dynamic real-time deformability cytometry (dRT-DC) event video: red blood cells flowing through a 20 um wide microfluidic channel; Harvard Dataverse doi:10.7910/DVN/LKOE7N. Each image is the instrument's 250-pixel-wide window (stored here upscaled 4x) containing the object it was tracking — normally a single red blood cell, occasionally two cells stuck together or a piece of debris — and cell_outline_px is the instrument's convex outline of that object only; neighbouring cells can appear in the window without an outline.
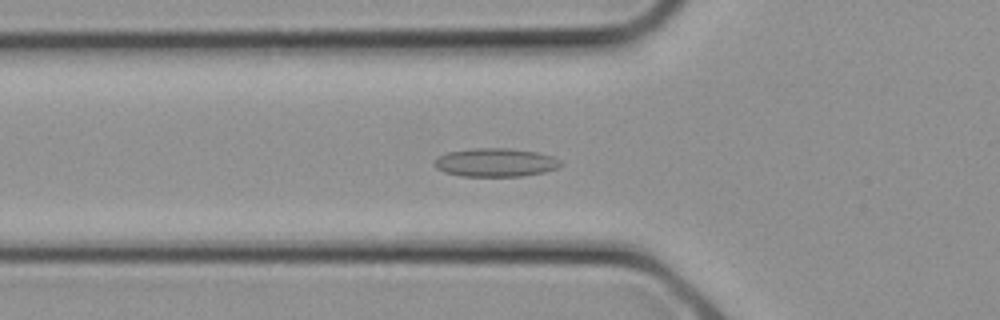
{"species": "common noctule bat (a hibernating species)", "species_latin": "Nyctalus noctula", "temperature_condition": "cold", "stored_images_in_passage": 13, "camera_frame_rate_fps": 3000, "um_per_image_px": 0.085, "animal": {"sex": "female", "body_mass_g": 21.9}, "frame": {"image": 1, "passage_image": 4, "time_ms": 1.0, "image_size_px": [1000, 320], "cell_outline_px": [[564, 164], [560, 168], [544, 172], [520, 176], [460, 176], [444, 172], [436, 168], [436, 160], [440, 156], [448, 152], [472, 148], [512, 148], [536, 152], [552, 156], [560, 160]], "centroid_in_image_um": [42.18, 13.81], "position_along_channel_um": 83.6, "area_um2": 20.98}}
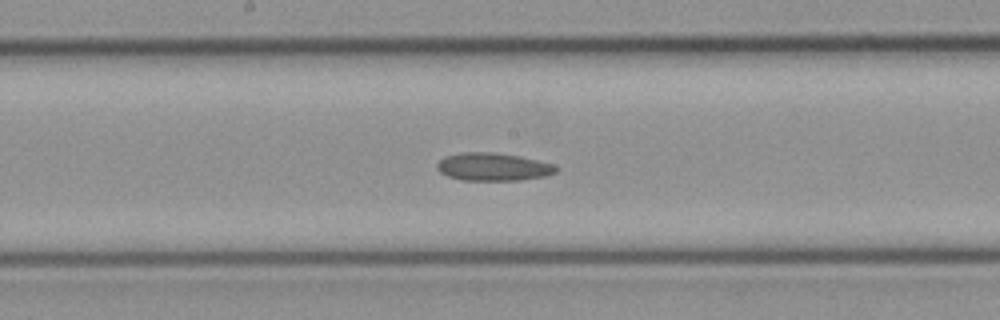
{"frame": {"image": 2, "passage_image": 9, "time_ms": 2.667, "image_size_px": [1000, 320], "cell_outline_px": [[560, 168], [556, 172], [544, 176], [520, 180], [460, 180], [448, 176], [440, 172], [436, 168], [436, 164], [444, 156], [460, 152], [496, 152], [520, 156], [552, 164]], "centroid_in_image_um": [41.88, 14.17], "position_along_channel_um": 206.3, "area_um2": 19.42}}
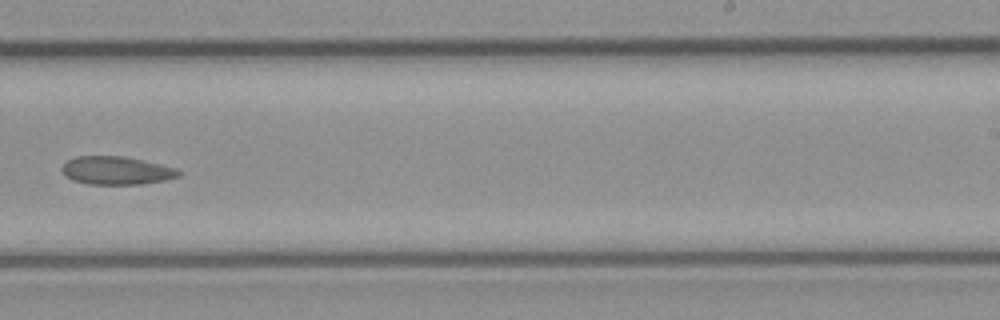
{"frame": {"image": 3, "passage_image": 12, "time_ms": 3.667, "image_size_px": [1000, 320], "cell_outline_px": [[180, 176], [164, 180], [140, 184], [88, 184], [72, 180], [64, 176], [60, 168], [68, 160], [76, 156], [124, 156], [144, 160], [176, 168], [180, 172]], "centroid_in_image_um": [9.86, 14.49], "position_along_channel_um": 279.1, "area_um2": 19.19}}